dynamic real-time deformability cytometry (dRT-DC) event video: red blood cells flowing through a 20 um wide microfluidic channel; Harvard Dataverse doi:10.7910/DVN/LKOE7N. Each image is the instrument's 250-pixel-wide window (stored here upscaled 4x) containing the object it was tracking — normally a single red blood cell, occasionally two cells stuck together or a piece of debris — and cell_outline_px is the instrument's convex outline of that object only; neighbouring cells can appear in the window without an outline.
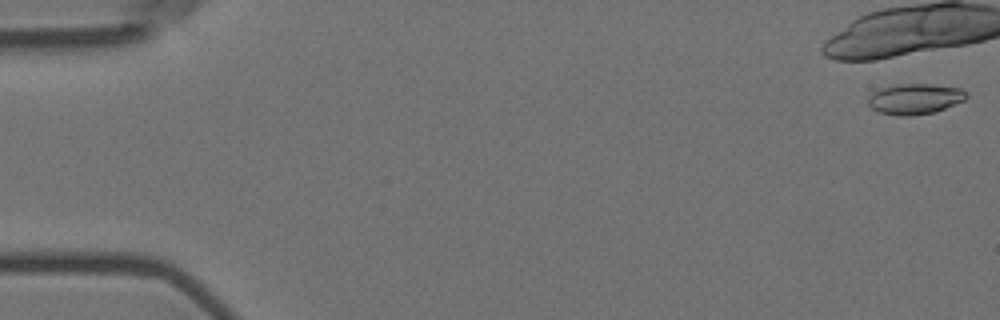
{"species": "Egyptian fruit bat (a non-hibernating species)", "species_latin": "Rousettus aegyptiacus", "temperature_condition": "room temperature", "stored_images_in_passage": 8, "camera_frame_rate_fps": 3000, "um_per_image_px": 0.085, "animal": {"sex": "female"}, "frame": {"image": 1, "passage_image": 1, "time_ms": 0.0, "image_size_px": [1000, 320], "cell_outline_px": [[968, 96], [964, 100], [936, 112], [912, 116], [900, 116], [880, 112], [872, 108], [868, 104], [868, 96], [872, 92], [896, 84], [928, 84], [960, 88], [968, 92]], "centroid_in_image_um": [77.78, 8.41], "position_along_channel_um": 7.2, "area_um2": 17.51}}